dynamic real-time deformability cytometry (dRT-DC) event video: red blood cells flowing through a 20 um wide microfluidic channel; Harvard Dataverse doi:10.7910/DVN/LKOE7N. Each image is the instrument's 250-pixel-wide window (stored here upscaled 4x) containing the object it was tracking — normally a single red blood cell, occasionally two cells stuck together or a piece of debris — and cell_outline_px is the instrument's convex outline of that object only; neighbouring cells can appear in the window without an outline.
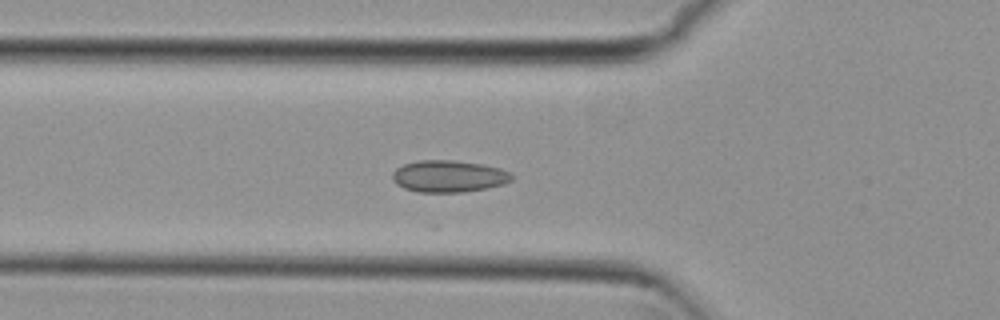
{"species": "common noctule bat (a hibernating species)", "species_latin": "Nyctalus noctula", "temperature_condition": "cold", "stored_images_in_passage": 12, "camera_frame_rate_fps": 3000, "um_per_image_px": 0.085, "animal": {"sex": "female", "body_mass_g": 29.2, "forearm_length_mm": 56.3}, "frame": {"image": 1, "passage_image": 2, "time_ms": 0.333, "image_size_px": [1000, 320], "cell_outline_px": [[512, 180], [504, 184], [464, 192], [420, 192], [404, 188], [396, 184], [392, 180], [392, 172], [396, 168], [404, 164], [420, 160], [452, 160], [480, 164], [500, 168], [512, 172]], "centroid_in_image_um": [38.13, 14.98], "position_along_channel_um": 87.7, "area_um2": 22.14}}
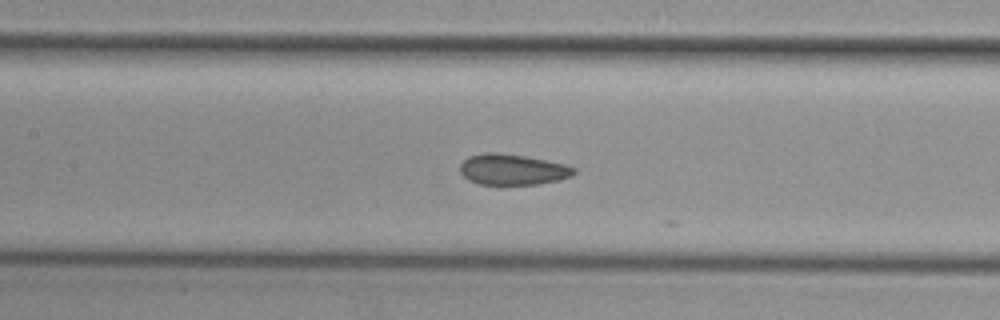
{"frame": {"image": 2, "passage_image": 8, "time_ms": 2.333, "image_size_px": [1000, 320], "cell_outline_px": [[576, 172], [572, 176], [540, 184], [480, 184], [468, 180], [460, 172], [460, 164], [468, 156], [484, 152], [496, 152], [524, 156], [568, 164], [576, 168]], "centroid_in_image_um": [43.57, 14.4], "position_along_channel_um": 163.8, "area_um2": 20.52}}
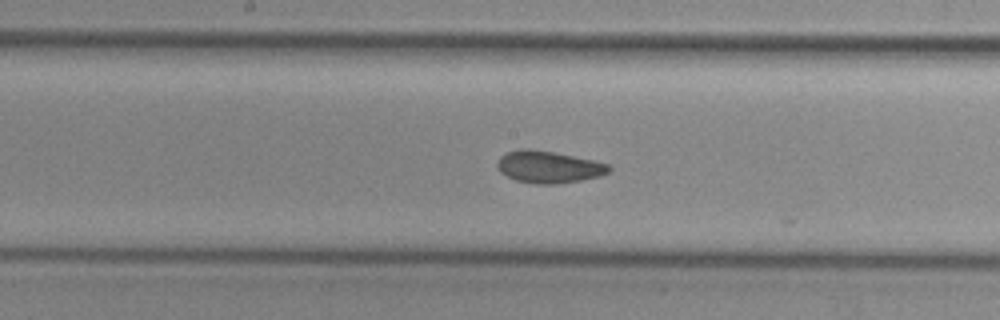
{"frame": {"image": 3, "passage_image": 11, "time_ms": 3.333, "image_size_px": [1000, 320], "cell_outline_px": [[612, 172], [600, 176], [580, 180], [556, 184], [536, 184], [516, 180], [500, 172], [496, 164], [500, 156], [508, 152], [520, 148], [528, 148], [552, 152], [612, 164]], "centroid_in_image_um": [46.66, 14.19], "position_along_channel_um": 201.5, "area_um2": 20.87}}